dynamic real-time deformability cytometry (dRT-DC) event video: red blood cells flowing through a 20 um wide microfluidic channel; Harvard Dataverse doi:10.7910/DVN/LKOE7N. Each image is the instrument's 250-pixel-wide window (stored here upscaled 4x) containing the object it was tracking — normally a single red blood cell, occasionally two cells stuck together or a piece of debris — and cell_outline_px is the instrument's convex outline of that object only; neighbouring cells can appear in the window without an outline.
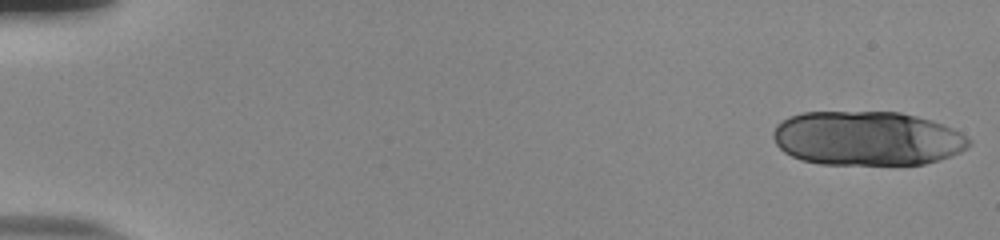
{"species": "human", "species_latin": "Homo sapiens", "temperature_condition": "room temperature", "stored_images_in_passage": 19, "camera_frame_rate_fps": 3000, "um_per_image_px": 0.085, "donor": {"sex": "male"}, "frame": {"image": 1, "passage_image": 1, "time_ms": 0.0, "image_size_px": [1000, 240], "cell_outline_px": [[972, 144], [968, 148], [960, 152], [940, 160], [924, 164], [820, 164], [800, 160], [784, 152], [776, 144], [772, 136], [772, 132], [776, 124], [788, 116], [800, 112], [900, 112], [932, 120], [944, 124], [968, 136], [972, 140]], "centroid_in_image_um": [73.71, 11.76], "position_along_channel_um": 11.3, "area_um2": 62.6}}